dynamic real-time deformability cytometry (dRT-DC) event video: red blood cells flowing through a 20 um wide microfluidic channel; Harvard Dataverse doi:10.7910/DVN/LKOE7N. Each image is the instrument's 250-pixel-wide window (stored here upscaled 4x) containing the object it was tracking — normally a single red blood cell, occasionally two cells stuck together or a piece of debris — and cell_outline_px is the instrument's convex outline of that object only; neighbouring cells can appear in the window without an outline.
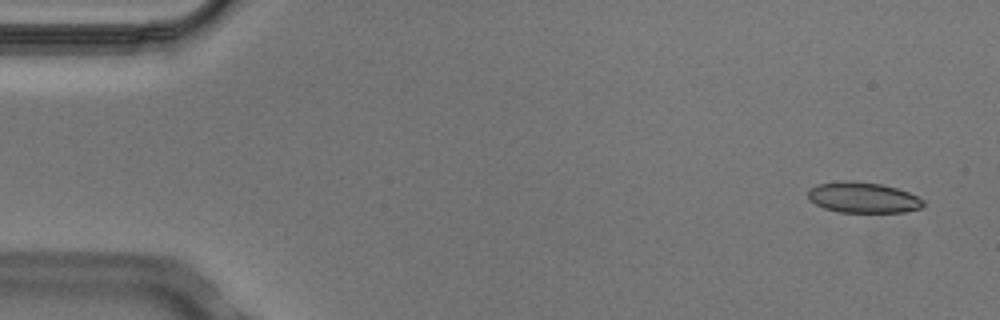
{"species": "Egyptian fruit bat (a non-hibernating species)", "species_latin": "Rousettus aegyptiacus", "temperature_condition": "cold", "stored_images_in_passage": 5, "camera_frame_rate_fps": 3000, "um_per_image_px": 0.085, "animal": {"sex": "male"}, "frame": {"image": 1, "passage_image": 1, "time_ms": 0.0, "image_size_px": [1000, 320], "cell_outline_px": [[924, 204], [920, 208], [904, 212], [840, 212], [824, 208], [816, 204], [808, 196], [808, 192], [816, 184], [844, 180], [852, 180], [880, 184], [896, 188], [908, 192], [924, 200]], "centroid_in_image_um": [73.36, 16.78], "position_along_channel_um": 11.6, "area_um2": 20.46}}
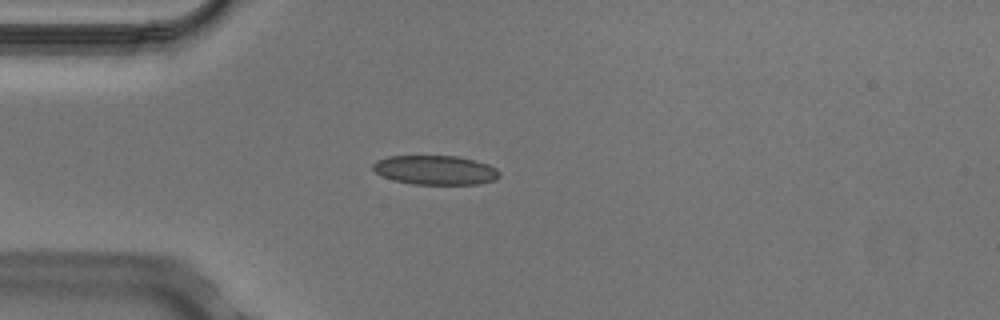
{"frame": {"image": 2, "passage_image": 4, "time_ms": 1.0, "image_size_px": [1000, 320], "cell_outline_px": [[500, 176], [496, 180], [480, 184], [412, 184], [392, 180], [376, 172], [372, 168], [372, 164], [376, 160], [388, 156], [456, 156], [476, 160], [488, 164], [496, 168], [500, 172]], "centroid_in_image_um": [37.02, 14.45], "position_along_channel_um": 48.0, "area_um2": 21.73}}